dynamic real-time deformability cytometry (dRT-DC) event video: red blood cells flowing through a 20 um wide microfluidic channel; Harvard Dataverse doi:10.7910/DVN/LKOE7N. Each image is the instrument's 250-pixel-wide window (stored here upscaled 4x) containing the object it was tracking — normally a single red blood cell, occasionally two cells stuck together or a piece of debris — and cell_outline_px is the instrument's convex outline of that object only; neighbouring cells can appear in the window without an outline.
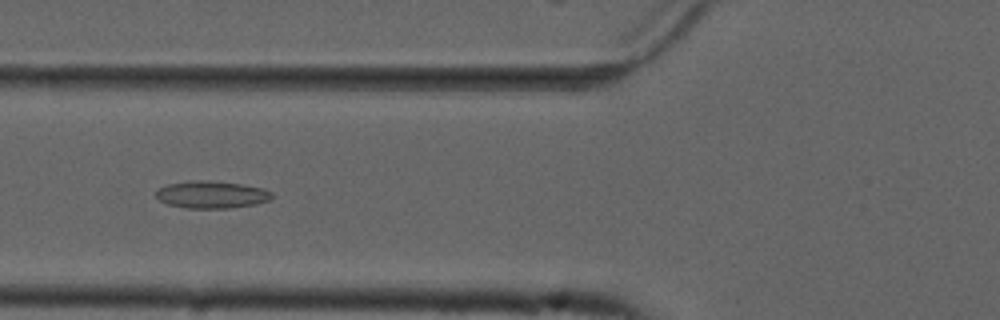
{"species": "common noctule bat (a hibernating species)", "species_latin": "Nyctalus noctula", "temperature_condition": "cold", "stored_images_in_passage": 54, "camera_frame_rate_fps": 3000, "um_per_image_px": 0.085, "animal": {"sex": "male", "forearm_length_mm": 52.5}, "frame": {"image": 1, "passage_image": 20, "time_ms": 6.333, "image_size_px": [1000, 320], "cell_outline_px": [[272, 196], [268, 200], [256, 204], [232, 208], [188, 208], [168, 204], [160, 200], [156, 196], [156, 188], [164, 184], [196, 180], [200, 180], [244, 184], [264, 188], [272, 192]], "centroid_in_image_um": [17.97, 16.53], "position_along_channel_um": 107.8, "area_um2": 18.5}}
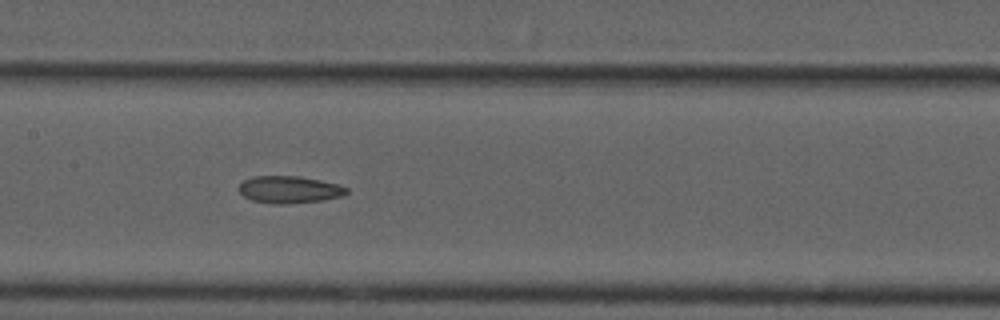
{"frame": {"image": 2, "passage_image": 26, "time_ms": 8.333, "image_size_px": [1000, 320], "cell_outline_px": [[348, 192], [344, 196], [324, 200], [288, 204], [272, 204], [252, 200], [244, 196], [240, 192], [240, 184], [244, 180], [252, 176], [300, 176], [340, 184], [348, 188]], "centroid_in_image_um": [24.64, 16.12], "position_along_channel_um": 182.8, "area_um2": 17.22}}
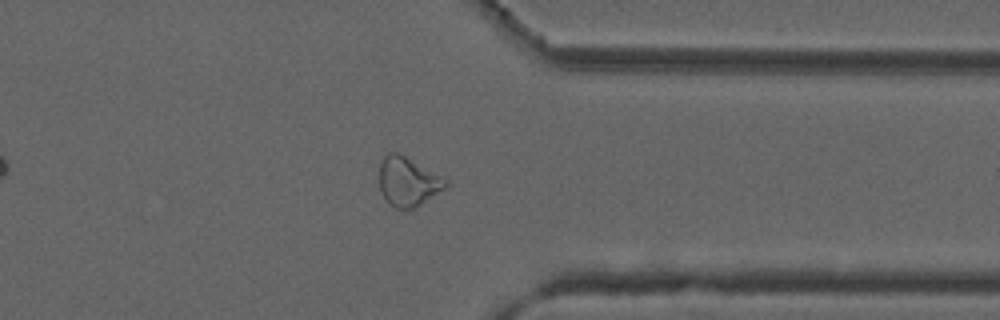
{"frame": {"image": 3, "passage_image": 42, "time_ms": 13.667, "image_size_px": [1000, 320], "cell_outline_px": [[448, 184], [444, 188], [416, 208], [396, 208], [388, 204], [380, 188], [380, 160], [388, 152], [396, 152], [404, 156], [448, 180]], "centroid_in_image_um": [34.65, 15.44], "position_along_channel_um": 376.8, "area_um2": 18.61}, "authors_computed_cell_mechanics": {"area_um2": 19.1896, "velocity_mm_per_s": 3.7331, "shape_relaxation_time_tau1_ms": null, "shape_relaxation_time_tau2_ms": 4.3633, "deformation_change_tau1": null, "deformation_change_tau2": 0.1125}}